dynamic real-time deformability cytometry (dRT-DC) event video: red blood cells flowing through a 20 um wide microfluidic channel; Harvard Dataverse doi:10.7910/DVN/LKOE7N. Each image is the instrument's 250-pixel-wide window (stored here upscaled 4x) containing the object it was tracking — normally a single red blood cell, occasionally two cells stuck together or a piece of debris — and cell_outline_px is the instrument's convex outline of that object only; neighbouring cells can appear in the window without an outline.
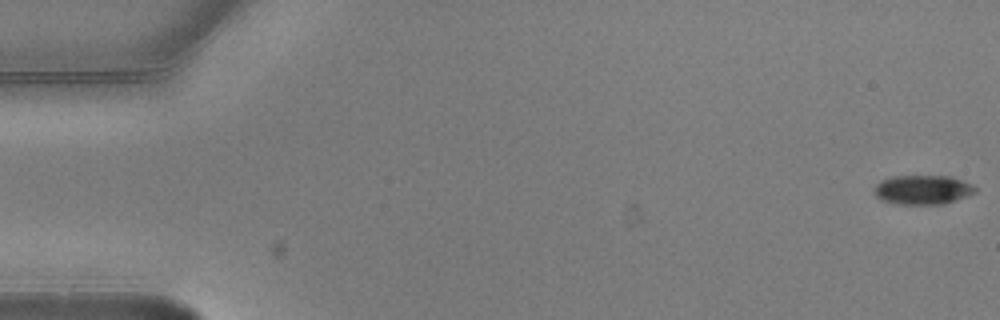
{"species": "common noctule bat (a hibernating species)", "species_latin": "Nyctalus noctula", "temperature_condition": "warm", "stored_images_in_passage": 6, "camera_frame_rate_fps": 3000, "um_per_image_px": 0.085, "animal": {"sex": "male", "body_mass_g": 20.5, "forearm_length_mm": 52.5}, "frame": {"image": 1, "passage_image": 1, "time_ms": 0.0, "image_size_px": [1000, 320], "cell_outline_px": [[976, 192], [956, 200], [944, 204], [896, 204], [880, 200], [876, 196], [876, 184], [880, 180], [892, 176], [952, 176], [972, 184], [976, 188]], "centroid_in_image_um": [78.44, 16.13], "position_along_channel_um": 6.6, "area_um2": 17.28}}
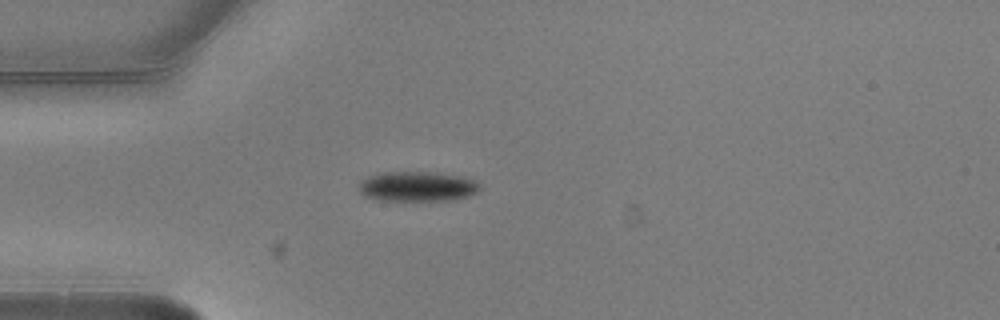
{"frame": {"image": 2, "passage_image": 5, "time_ms": 1.333, "image_size_px": [1000, 320], "cell_outline_px": [[480, 188], [476, 192], [468, 196], [456, 200], [376, 200], [364, 196], [356, 188], [360, 180], [368, 176], [384, 172], [428, 172], [460, 176], [472, 180], [480, 184]], "centroid_in_image_um": [35.4, 15.85], "position_along_channel_um": 49.6, "area_um2": 21.15}}